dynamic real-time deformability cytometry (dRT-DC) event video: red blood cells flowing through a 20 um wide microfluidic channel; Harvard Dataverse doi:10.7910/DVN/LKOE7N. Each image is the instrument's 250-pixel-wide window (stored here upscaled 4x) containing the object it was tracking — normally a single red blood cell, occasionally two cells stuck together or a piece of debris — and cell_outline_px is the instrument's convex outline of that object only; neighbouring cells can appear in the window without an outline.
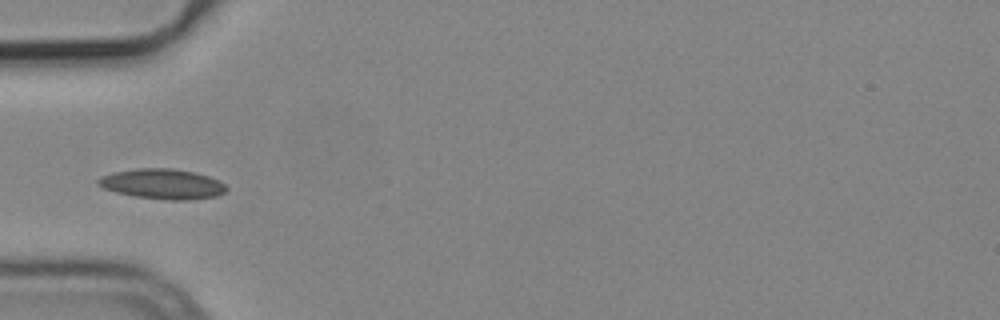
{"species": "common noctule bat (a hibernating species)", "species_latin": "Nyctalus noctula", "temperature_condition": "cold", "stored_images_in_passage": 7, "camera_frame_rate_fps": 3000, "um_per_image_px": 0.085, "animal": {"sex": "male", "body_mass_g": 19.2, "forearm_length_mm": 51.8}, "frame": {"image": 1, "passage_image": 6, "time_ms": 1.667, "image_size_px": [1000, 320], "cell_outline_px": [[228, 188], [224, 192], [216, 196], [188, 200], [168, 200], [136, 196], [116, 192], [104, 188], [96, 184], [96, 180], [100, 176], [112, 172], [136, 168], [172, 168], [196, 172], [208, 176], [224, 184]], "centroid_in_image_um": [13.77, 15.62], "position_along_channel_um": 71.2, "area_um2": 22.54}}
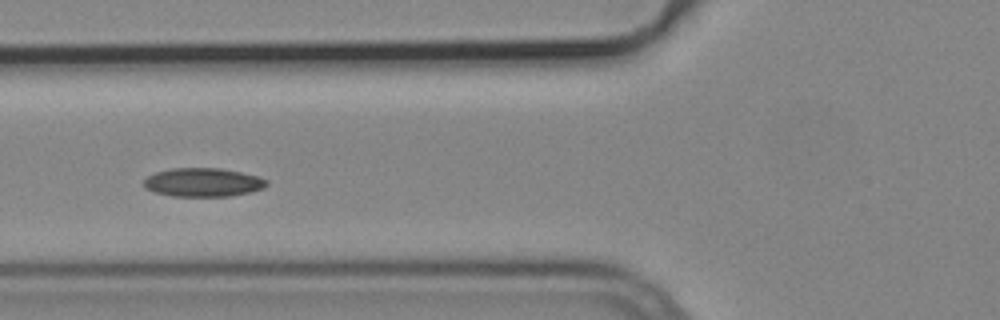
{"frame": {"image": 2, "passage_image": 7, "time_ms": 2.0, "image_size_px": [1000, 320], "cell_outline_px": [[268, 184], [264, 188], [248, 192], [228, 196], [172, 196], [156, 192], [144, 188], [144, 180], [148, 176], [156, 172], [172, 168], [220, 168], [240, 172], [256, 176], [268, 180]], "centroid_in_image_um": [17.25, 15.49], "position_along_channel_um": 108.6, "area_um2": 20.35}}